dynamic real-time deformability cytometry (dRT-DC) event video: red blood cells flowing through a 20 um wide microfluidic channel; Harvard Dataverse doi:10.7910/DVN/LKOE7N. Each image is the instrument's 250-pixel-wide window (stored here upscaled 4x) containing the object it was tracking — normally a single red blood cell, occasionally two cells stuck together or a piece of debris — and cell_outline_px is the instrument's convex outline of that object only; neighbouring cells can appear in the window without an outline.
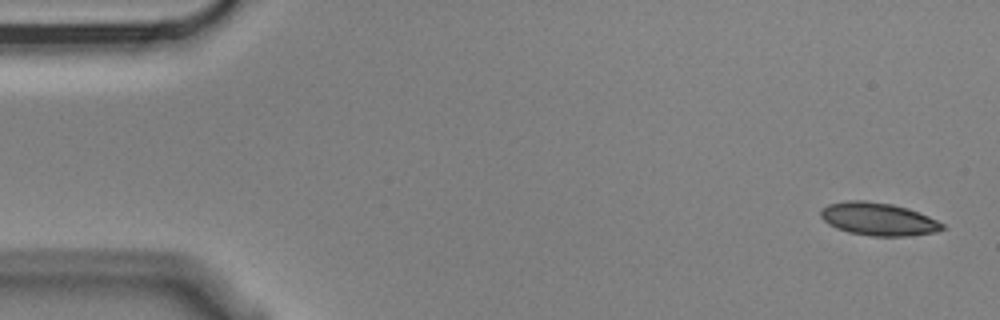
{"species": "Egyptian fruit bat (a non-hibernating species)", "species_latin": "Rousettus aegyptiacus", "temperature_condition": "cold", "stored_images_in_passage": 7, "camera_frame_rate_fps": 3000, "um_per_image_px": 0.085, "animal": {"sex": "male"}, "frame": {"image": 1, "passage_image": 1, "time_ms": 0.0, "image_size_px": [1000, 320], "cell_outline_px": [[948, 228], [936, 232], [912, 236], [872, 236], [848, 232], [836, 228], [828, 224], [820, 216], [820, 212], [828, 204], [848, 200], [864, 200], [892, 204], [908, 208], [928, 216], [944, 224]], "centroid_in_image_um": [74.68, 18.63], "position_along_channel_um": 10.3, "area_um2": 23.41}}
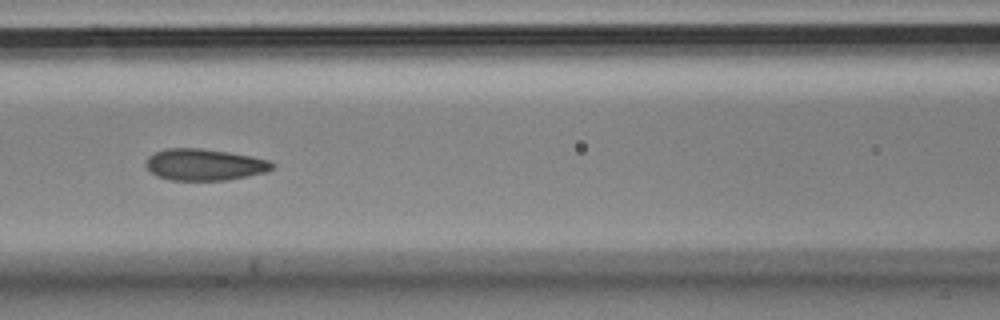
{"frame": {"image": 2, "passage_image": 6, "time_ms": 1.667, "image_size_px": [1000, 320], "cell_outline_px": [[276, 168], [264, 172], [248, 176], [224, 180], [168, 180], [156, 176], [144, 164], [148, 156], [156, 152], [168, 148], [200, 148], [228, 152], [252, 156], [268, 160], [276, 164]], "centroid_in_image_um": [17.39, 13.99], "position_along_channel_um": 149.2, "area_um2": 23.29}}
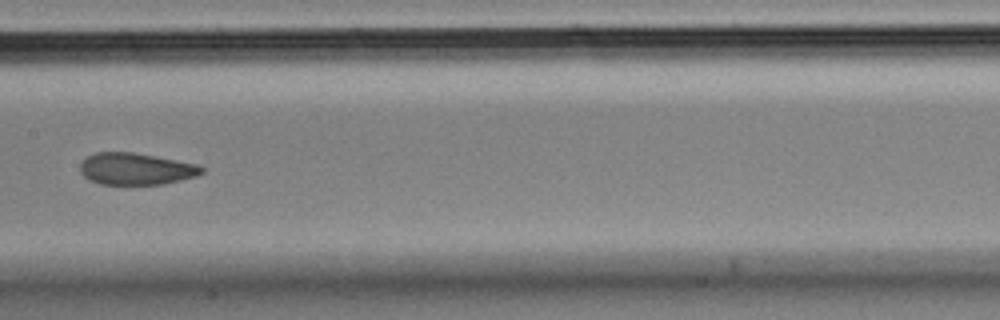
{"frame": {"image": 3, "passage_image": 7, "time_ms": 2.0, "image_size_px": [1000, 320], "cell_outline_px": [[204, 172], [196, 176], [164, 184], [100, 184], [88, 180], [80, 172], [80, 164], [88, 156], [96, 152], [132, 152], [156, 156], [196, 164], [204, 168]], "centroid_in_image_um": [11.54, 14.35], "position_along_channel_um": 195.9, "area_um2": 22.48}}